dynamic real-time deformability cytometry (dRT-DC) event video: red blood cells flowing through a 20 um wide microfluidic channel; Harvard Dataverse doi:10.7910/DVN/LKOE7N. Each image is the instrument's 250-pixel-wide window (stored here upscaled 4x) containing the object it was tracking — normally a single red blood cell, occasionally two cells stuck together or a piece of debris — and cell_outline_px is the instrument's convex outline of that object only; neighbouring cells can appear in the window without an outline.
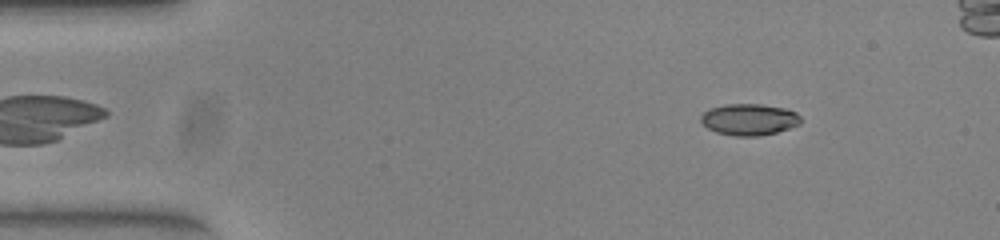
{"species": "common noctule bat (a hibernating species)", "species_latin": "Nyctalus noctula", "temperature_condition": "warm", "stored_images_in_passage": 46, "camera_frame_rate_fps": 3000, "um_per_image_px": 0.085, "animal": {"sex": "female", "body_mass_g": 23.0, "forearm_length_mm": 53.4}, "frame": {"image": 1, "passage_image": 4, "time_ms": 1.0, "image_size_px": [1000, 240], "cell_outline_px": [[800, 124], [776, 132], [760, 136], [736, 136], [716, 132], [708, 128], [700, 120], [700, 116], [708, 108], [724, 104], [760, 104], [784, 108], [796, 112], [800, 116]], "centroid_in_image_um": [63.65, 10.15], "position_along_channel_um": 21.3, "area_um2": 18.32}}
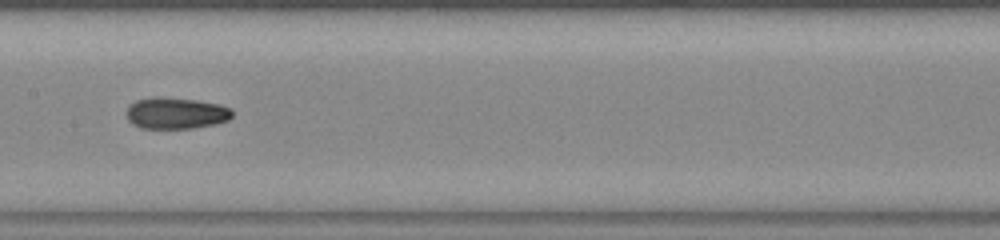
{"frame": {"image": 2, "passage_image": 23, "time_ms": 7.333, "image_size_px": [1000, 240], "cell_outline_px": [[232, 116], [228, 120], [216, 124], [192, 128], [140, 128], [132, 124], [128, 120], [128, 108], [136, 100], [156, 96], [160, 96], [196, 100], [220, 104], [232, 108]], "centroid_in_image_um": [14.98, 9.61], "position_along_channel_um": 192.4, "area_um2": 19.42}}
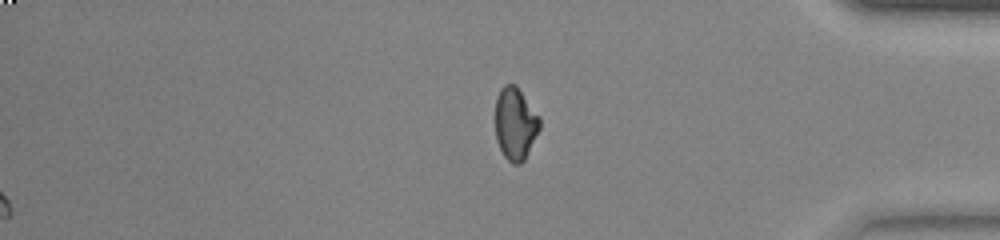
{"frame": {"image": 3, "passage_image": 40, "time_ms": 13.0, "image_size_px": [1000, 240], "cell_outline_px": [[540, 128], [524, 160], [520, 164], [512, 164], [504, 156], [496, 140], [496, 96], [500, 88], [504, 84], [516, 84], [540, 116]], "centroid_in_image_um": [43.8, 10.48], "position_along_channel_um": 391.4, "area_um2": 18.84}}